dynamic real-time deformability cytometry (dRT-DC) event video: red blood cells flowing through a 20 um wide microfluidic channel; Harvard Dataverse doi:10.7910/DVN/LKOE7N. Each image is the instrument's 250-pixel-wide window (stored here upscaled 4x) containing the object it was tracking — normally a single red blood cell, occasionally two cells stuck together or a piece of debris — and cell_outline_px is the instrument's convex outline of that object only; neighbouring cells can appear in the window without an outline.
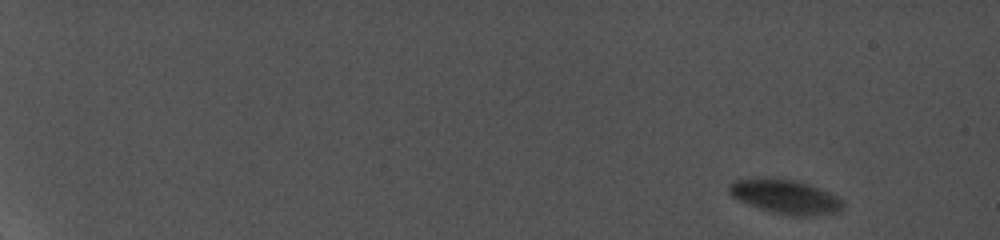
{"species": "common noctule bat (a hibernating species)", "species_latin": "Nyctalus noctula", "temperature_condition": "cold", "stored_images_in_passage": 8, "camera_frame_rate_fps": 5000, "um_per_image_px": 0.085, "animal": {"sex": "female", "body_mass_g": 19.0, "forearm_length_mm": 56.7}, "frame": {"image": 1, "passage_image": 1, "time_ms": 0.0, "image_size_px": [1000, 240], "cell_outline_px": [[844, 208], [840, 212], [808, 216], [792, 216], [772, 212], [736, 200], [728, 192], [728, 184], [736, 180], [792, 180], [808, 184], [828, 192], [844, 200]], "centroid_in_image_um": [66.8, 16.77], "position_along_channel_um": 18.2, "area_um2": 22.14}}
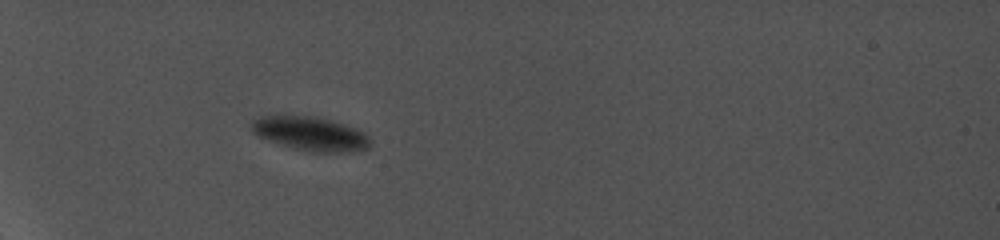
{"frame": {"image": 2, "passage_image": 6, "time_ms": 6.0, "image_size_px": [1000, 240], "cell_outline_px": [[372, 144], [368, 148], [352, 152], [312, 152], [280, 144], [260, 136], [252, 132], [248, 128], [252, 120], [264, 116], [316, 116], [332, 120], [356, 128], [364, 132], [372, 140]], "centroid_in_image_um": [26.43, 11.36], "position_along_channel_um": 58.6, "area_um2": 23.52}}
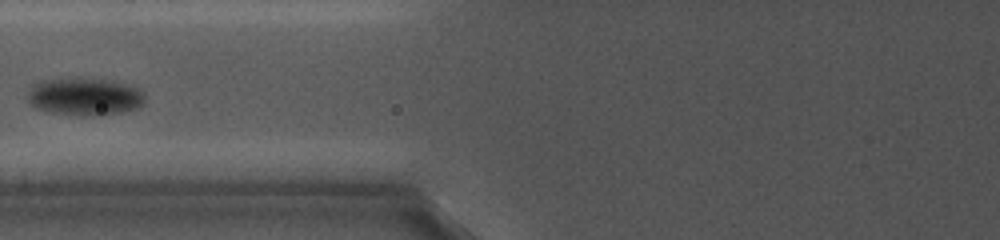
{"frame": {"image": 3, "passage_image": 8, "time_ms": 8.6, "image_size_px": [1000, 240], "cell_outline_px": [[144, 104], [136, 108], [120, 112], [84, 116], [80, 116], [48, 112], [36, 108], [28, 100], [28, 92], [32, 84], [40, 80], [60, 76], [88, 76], [112, 80], [136, 88], [144, 92]], "centroid_in_image_um": [7.13, 8.15], "position_along_channel_um": 118.7, "area_um2": 26.53}}